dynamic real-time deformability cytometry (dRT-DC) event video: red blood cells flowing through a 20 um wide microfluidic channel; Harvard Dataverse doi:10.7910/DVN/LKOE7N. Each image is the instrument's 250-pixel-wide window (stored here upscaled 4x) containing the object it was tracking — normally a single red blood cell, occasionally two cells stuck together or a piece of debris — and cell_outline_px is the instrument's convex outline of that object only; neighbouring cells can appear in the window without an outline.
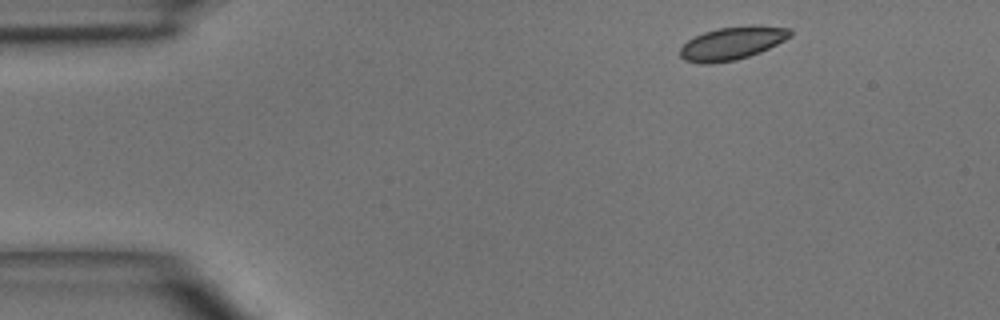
{"species": "common noctule bat (a hibernating species)", "species_latin": "Nyctalus noctula", "temperature_condition": "room temperature", "stored_images_in_passage": 3, "camera_frame_rate_fps": 3000, "um_per_image_px": 0.085, "animal": {"sex": "male", "body_mass_g": 15.6}, "frame": {"image": 1, "passage_image": 1, "time_ms": 0.0, "image_size_px": [1000, 320], "cell_outline_px": [[792, 36], [760, 52], [736, 60], [712, 64], [700, 64], [684, 60], [680, 56], [680, 48], [688, 40], [704, 32], [720, 28], [752, 24], [792, 28]], "centroid_in_image_um": [62.24, 3.67], "position_along_channel_um": 22.8, "area_um2": 21.33}}
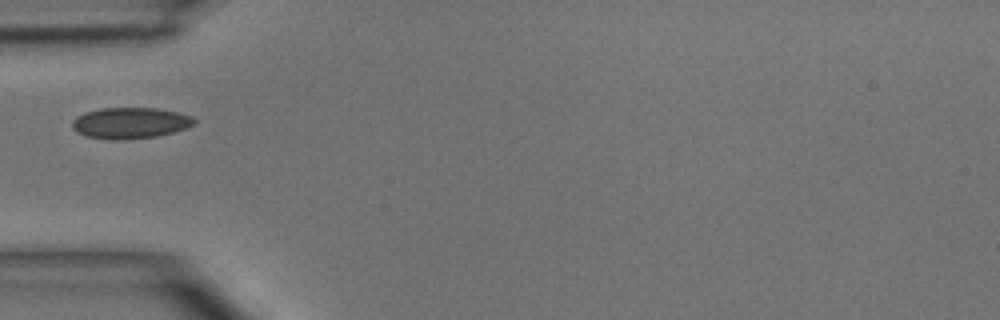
{"frame": {"image": 2, "passage_image": 3, "time_ms": 3.0, "image_size_px": [1000, 320], "cell_outline_px": [[196, 124], [188, 128], [156, 136], [120, 140], [112, 140], [88, 136], [76, 132], [72, 128], [72, 120], [76, 116], [100, 108], [156, 108], [176, 112], [192, 116], [196, 120]], "centroid_in_image_um": [11.08, 10.45], "position_along_channel_um": 73.9, "area_um2": 22.08}}